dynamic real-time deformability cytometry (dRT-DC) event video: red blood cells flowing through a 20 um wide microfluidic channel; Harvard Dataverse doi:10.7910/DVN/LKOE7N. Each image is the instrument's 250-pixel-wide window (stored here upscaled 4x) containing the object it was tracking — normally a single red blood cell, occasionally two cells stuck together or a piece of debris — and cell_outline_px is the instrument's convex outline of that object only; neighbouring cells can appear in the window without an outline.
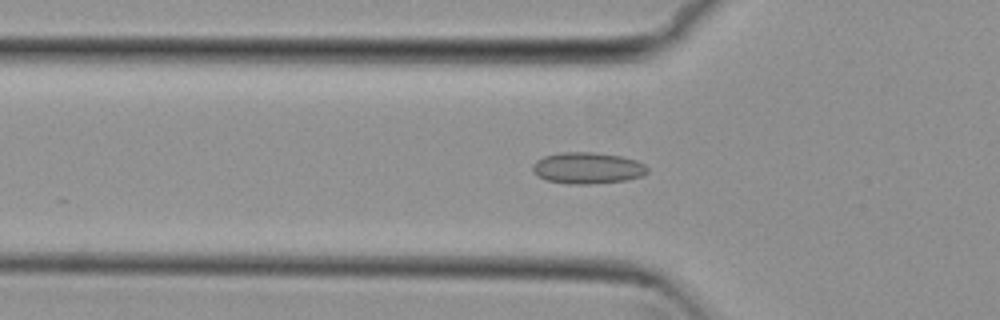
{"species": "common noctule bat (a hibernating species)", "species_latin": "Nyctalus noctula", "temperature_condition": "cold", "stored_images_in_passage": 53, "camera_frame_rate_fps": 3000, "um_per_image_px": 0.085, "animal": {"sex": "female", "body_mass_g": 29.2, "forearm_length_mm": 56.3}, "frame": {"image": 1, "passage_image": 17, "time_ms": 5.333, "image_size_px": [1000, 320], "cell_outline_px": [[648, 172], [644, 176], [624, 180], [588, 184], [568, 184], [548, 180], [532, 172], [532, 164], [536, 160], [544, 156], [560, 152], [592, 152], [620, 156], [636, 160], [644, 164], [648, 168]], "centroid_in_image_um": [49.94, 14.28], "position_along_channel_um": 75.9, "area_um2": 20.98}}
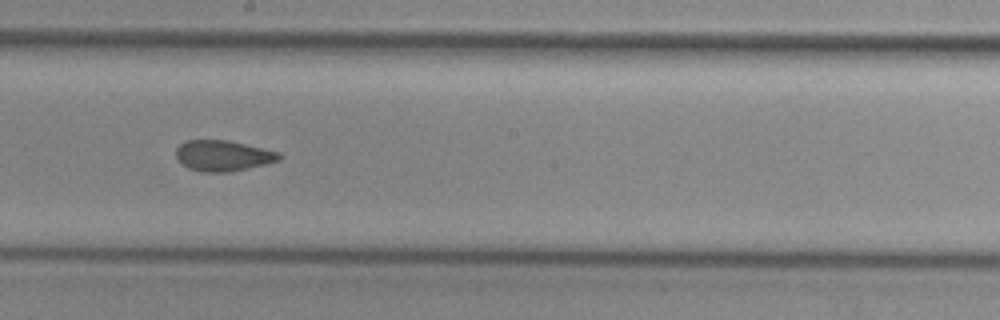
{"frame": {"image": 2, "passage_image": 29, "time_ms": 9.333, "image_size_px": [1000, 320], "cell_outline_px": [[284, 156], [280, 160], [248, 168], [228, 172], [200, 172], [188, 168], [176, 156], [176, 148], [184, 140], [228, 140], [280, 152]], "centroid_in_image_um": [18.97, 13.23], "position_along_channel_um": 229.2, "area_um2": 18.5}}
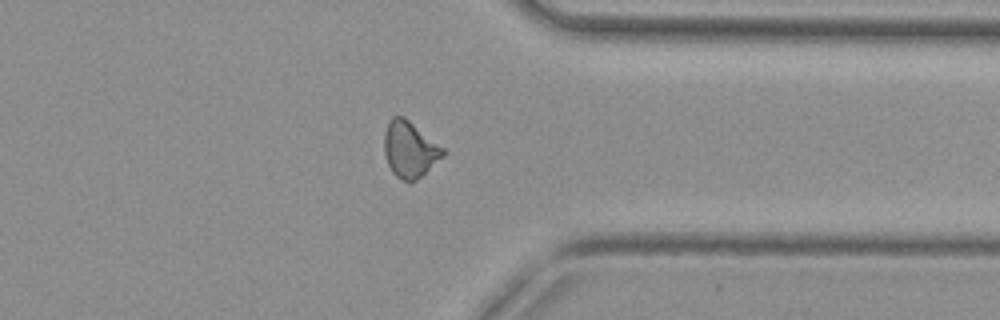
{"frame": {"image": 3, "passage_image": 41, "time_ms": 13.333, "image_size_px": [1000, 320], "cell_outline_px": [[448, 152], [444, 156], [416, 180], [404, 180], [396, 176], [392, 172], [388, 164], [384, 152], [384, 132], [388, 120], [392, 116], [404, 116], [444, 148]], "centroid_in_image_um": [34.83, 12.67], "position_along_channel_um": 376.6, "area_um2": 19.19}, "authors_computed_cell_mechanics": {"area_um2": 19.1896, "velocity_mm_per_s": 3.8223, "shape_relaxation_time_tau1_ms": null, "shape_relaxation_time_tau2_ms": 1.5543, "deformation_change_tau1": null, "deformation_change_tau2": 0.0725}}